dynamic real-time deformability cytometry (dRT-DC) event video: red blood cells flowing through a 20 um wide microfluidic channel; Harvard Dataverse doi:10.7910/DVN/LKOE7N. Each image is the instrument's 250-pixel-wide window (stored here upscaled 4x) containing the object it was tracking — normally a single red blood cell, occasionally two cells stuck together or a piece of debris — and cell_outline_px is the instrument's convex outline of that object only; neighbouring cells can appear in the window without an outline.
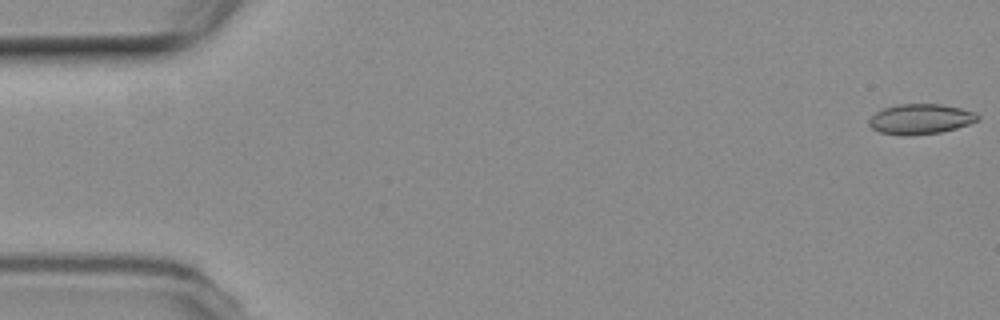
{"species": "common noctule bat (a hibernating species)", "species_latin": "Nyctalus noctula", "temperature_condition": "room temperature", "stored_images_in_passage": 8, "camera_frame_rate_fps": 3000, "um_per_image_px": 0.085, "animal": {"sex": "female", "body_mass_g": 19.3, "forearm_length_mm": 54.1}, "frame": {"image": 1, "passage_image": 1, "time_ms": 0.0, "image_size_px": [1000, 320], "cell_outline_px": [[980, 120], [956, 128], [940, 132], [908, 136], [904, 136], [880, 132], [872, 128], [868, 124], [868, 120], [876, 112], [884, 108], [900, 104], [940, 104], [960, 108], [976, 112], [980, 116]], "centroid_in_image_um": [78.25, 10.12], "position_along_channel_um": 6.7, "area_um2": 19.13}}
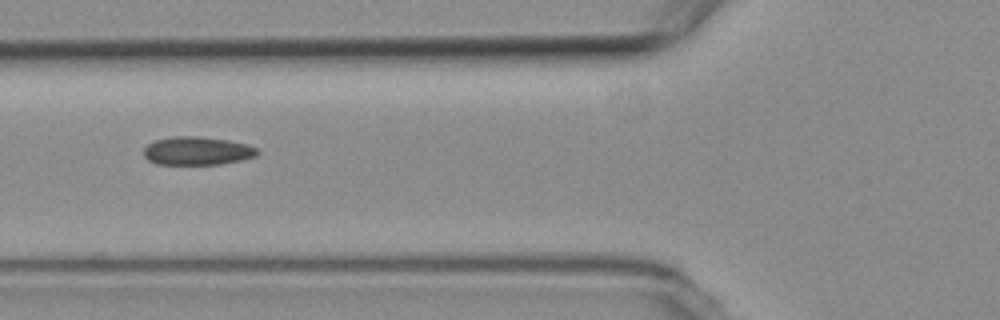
{"frame": {"image": 2, "passage_image": 6, "time_ms": 7.0, "image_size_px": [1000, 320], "cell_outline_px": [[260, 152], [256, 156], [240, 160], [220, 164], [156, 164], [148, 160], [144, 156], [144, 148], [148, 144], [156, 140], [172, 136], [196, 136], [228, 140], [248, 144], [256, 148]], "centroid_in_image_um": [16.76, 12.82], "position_along_channel_um": 109.0, "area_um2": 18.73}}
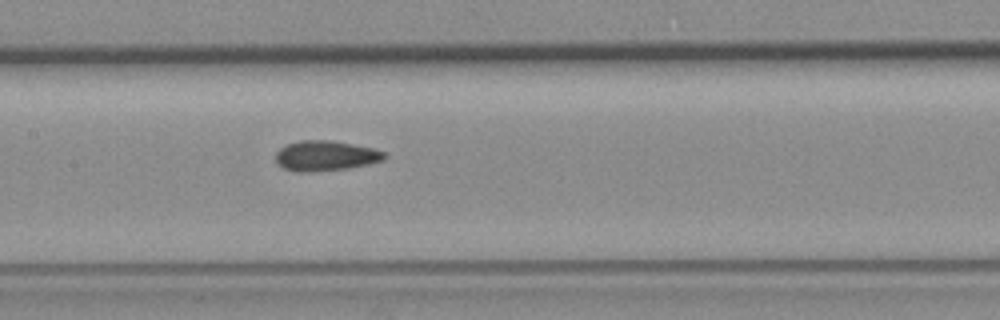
{"frame": {"image": 3, "passage_image": 8, "time_ms": 9.0, "image_size_px": [1000, 320], "cell_outline_px": [[388, 156], [384, 160], [368, 164], [348, 168], [308, 172], [296, 172], [284, 168], [276, 160], [276, 152], [280, 148], [288, 144], [300, 140], [332, 140], [372, 148], [384, 152]], "centroid_in_image_um": [27.68, 13.24], "position_along_channel_um": 179.7, "area_um2": 19.02}}